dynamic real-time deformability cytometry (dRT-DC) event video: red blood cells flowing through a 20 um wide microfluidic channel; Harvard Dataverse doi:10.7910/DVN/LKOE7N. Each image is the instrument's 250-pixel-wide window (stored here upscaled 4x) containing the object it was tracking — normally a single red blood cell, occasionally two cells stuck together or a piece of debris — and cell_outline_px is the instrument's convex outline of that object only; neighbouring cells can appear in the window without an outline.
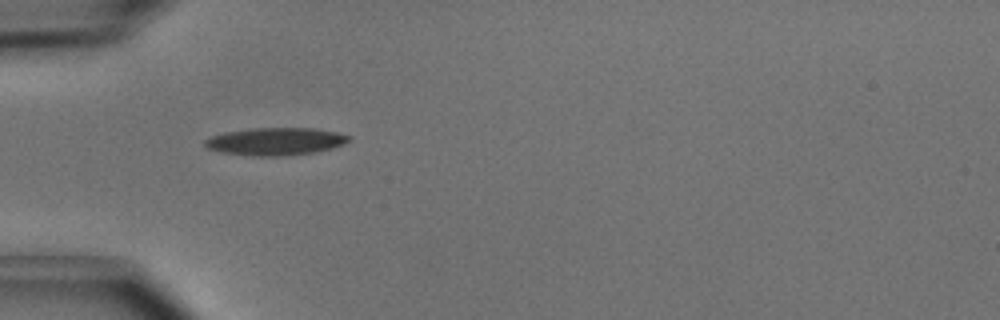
{"species": "common noctule bat (a hibernating species)", "species_latin": "Nyctalus noctula", "temperature_condition": "cold", "stored_images_in_passage": 35, "camera_frame_rate_fps": 3000, "um_per_image_px": 0.085, "animal": {"sex": "male", "body_mass_g": 15.6}, "frame": {"image": 1, "passage_image": 1, "time_ms": 0.0, "image_size_px": [1000, 320], "cell_outline_px": [[352, 140], [344, 144], [332, 148], [316, 152], [280, 156], [252, 156], [220, 152], [208, 148], [204, 144], [204, 140], [212, 136], [224, 132], [252, 128], [316, 128], [336, 132], [352, 136]], "centroid_in_image_um": [23.45, 12.02], "position_along_channel_um": 61.6, "area_um2": 23.29}}
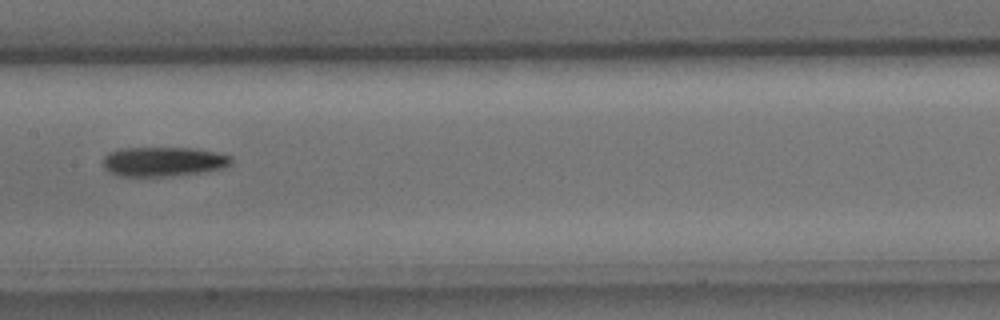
{"frame": {"image": 2, "passage_image": 11, "time_ms": 3.333, "image_size_px": [1000, 320], "cell_outline_px": [[232, 164], [224, 168], [200, 172], [172, 176], [120, 176], [104, 168], [104, 156], [108, 152], [120, 148], [196, 148], [216, 152], [232, 156]], "centroid_in_image_um": [13.91, 13.73], "position_along_channel_um": 193.5, "area_um2": 22.08}}
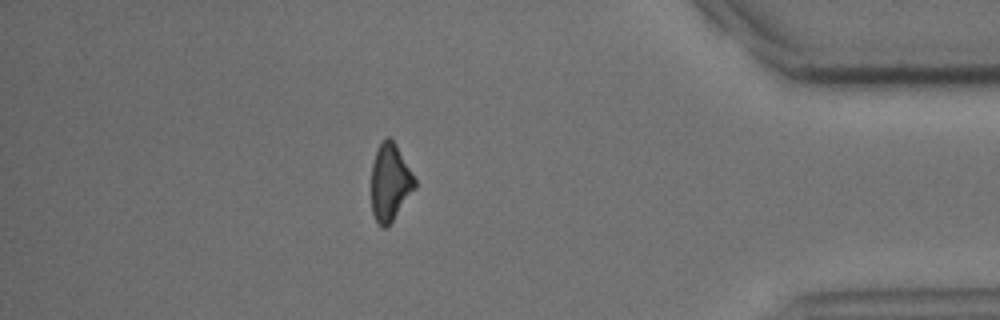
{"frame": {"image": 3, "passage_image": 29, "time_ms": 9.333, "image_size_px": [1000, 320], "cell_outline_px": [[416, 188], [388, 228], [380, 228], [372, 212], [372, 164], [376, 152], [380, 144], [388, 136], [396, 144], [416, 180]], "centroid_in_image_um": [33.16, 15.56], "position_along_channel_um": 402.0, "area_um2": 19.54}, "authors_computed_cell_mechanics": {"area_um2": 21.4438, "velocity_mm_per_s": 4.0417, "shape_relaxation_time_tau1_ms": 3.1597, "shape_relaxation_time_tau2_ms": null, "deformation_change_tau1": 0.1358, "deformation_change_tau2": null}}